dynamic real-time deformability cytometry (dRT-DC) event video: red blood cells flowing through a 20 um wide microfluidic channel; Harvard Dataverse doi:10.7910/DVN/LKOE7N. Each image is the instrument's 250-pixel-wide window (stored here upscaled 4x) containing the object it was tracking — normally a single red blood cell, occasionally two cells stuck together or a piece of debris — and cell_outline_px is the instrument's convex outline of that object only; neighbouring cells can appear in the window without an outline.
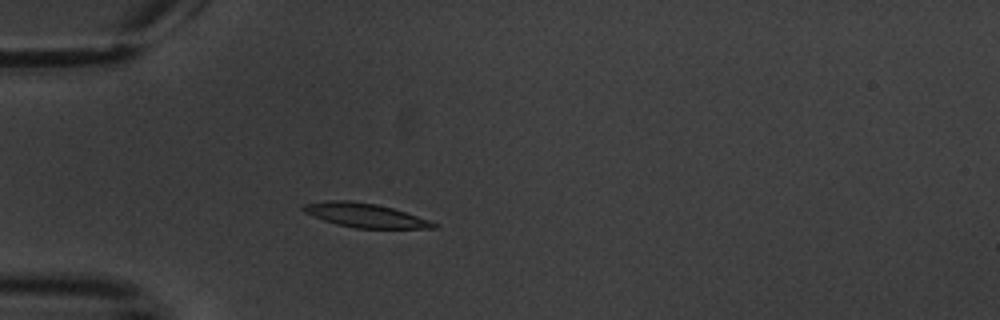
{"species": "common noctule bat (a hibernating species)", "species_latin": "Nyctalus noctula", "temperature_condition": "warm", "stored_images_in_passage": 3, "camera_frame_rate_fps": 3000, "um_per_image_px": 0.085, "animal": {"sex": "male", "body_mass_g": 20.1, "forearm_length_mm": 53.5}, "frame": {"image": 1, "passage_image": 3, "time_ms": 3.333, "image_size_px": [1000, 320], "cell_outline_px": [[440, 228], [356, 228], [336, 224], [324, 220], [304, 212], [300, 208], [304, 204], [328, 200], [348, 200], [376, 204], [392, 208], [440, 224]], "centroid_in_image_um": [31.02, 18.3], "position_along_channel_um": 54.0, "area_um2": 18.09}}